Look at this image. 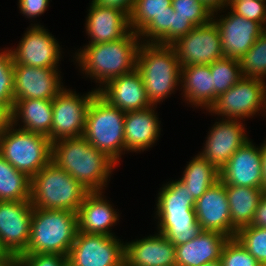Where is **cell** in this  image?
Masks as SVG:
<instances>
[{"instance_id": "cell-1", "label": "cell", "mask_w": 266, "mask_h": 266, "mask_svg": "<svg viewBox=\"0 0 266 266\" xmlns=\"http://www.w3.org/2000/svg\"><path fill=\"white\" fill-rule=\"evenodd\" d=\"M51 161L65 170L89 192H101L115 166L104 152L83 136L51 143ZM106 182V183H105Z\"/></svg>"}, {"instance_id": "cell-2", "label": "cell", "mask_w": 266, "mask_h": 266, "mask_svg": "<svg viewBox=\"0 0 266 266\" xmlns=\"http://www.w3.org/2000/svg\"><path fill=\"white\" fill-rule=\"evenodd\" d=\"M137 33L130 30L123 38L95 45H87L75 58L82 71L100 84L132 72L140 43Z\"/></svg>"}, {"instance_id": "cell-3", "label": "cell", "mask_w": 266, "mask_h": 266, "mask_svg": "<svg viewBox=\"0 0 266 266\" xmlns=\"http://www.w3.org/2000/svg\"><path fill=\"white\" fill-rule=\"evenodd\" d=\"M78 233L77 213L33 208L30 239L23 254L68 256Z\"/></svg>"}, {"instance_id": "cell-4", "label": "cell", "mask_w": 266, "mask_h": 266, "mask_svg": "<svg viewBox=\"0 0 266 266\" xmlns=\"http://www.w3.org/2000/svg\"><path fill=\"white\" fill-rule=\"evenodd\" d=\"M136 69L153 106L168 97L181 82V66L171 45L141 43L136 56Z\"/></svg>"}, {"instance_id": "cell-5", "label": "cell", "mask_w": 266, "mask_h": 266, "mask_svg": "<svg viewBox=\"0 0 266 266\" xmlns=\"http://www.w3.org/2000/svg\"><path fill=\"white\" fill-rule=\"evenodd\" d=\"M89 193L76 179L50 161L31 179L33 208L77 213Z\"/></svg>"}, {"instance_id": "cell-6", "label": "cell", "mask_w": 266, "mask_h": 266, "mask_svg": "<svg viewBox=\"0 0 266 266\" xmlns=\"http://www.w3.org/2000/svg\"><path fill=\"white\" fill-rule=\"evenodd\" d=\"M124 111L110 105L98 93L87 111L83 137L97 150L104 152L116 164L125 151Z\"/></svg>"}, {"instance_id": "cell-7", "label": "cell", "mask_w": 266, "mask_h": 266, "mask_svg": "<svg viewBox=\"0 0 266 266\" xmlns=\"http://www.w3.org/2000/svg\"><path fill=\"white\" fill-rule=\"evenodd\" d=\"M0 155L32 179L51 161V142L45 135L14 129L10 123L0 138Z\"/></svg>"}, {"instance_id": "cell-8", "label": "cell", "mask_w": 266, "mask_h": 266, "mask_svg": "<svg viewBox=\"0 0 266 266\" xmlns=\"http://www.w3.org/2000/svg\"><path fill=\"white\" fill-rule=\"evenodd\" d=\"M264 105V106H263ZM263 106V107H262ZM266 109V85L264 80L242 78L226 92L217 97L209 112L225 119H245Z\"/></svg>"}, {"instance_id": "cell-9", "label": "cell", "mask_w": 266, "mask_h": 266, "mask_svg": "<svg viewBox=\"0 0 266 266\" xmlns=\"http://www.w3.org/2000/svg\"><path fill=\"white\" fill-rule=\"evenodd\" d=\"M115 236L78 232L68 266H124L125 245Z\"/></svg>"}, {"instance_id": "cell-10", "label": "cell", "mask_w": 266, "mask_h": 266, "mask_svg": "<svg viewBox=\"0 0 266 266\" xmlns=\"http://www.w3.org/2000/svg\"><path fill=\"white\" fill-rule=\"evenodd\" d=\"M97 93L96 89L80 97L64 88L53 99L52 127L48 137L51 143L83 135L89 104Z\"/></svg>"}, {"instance_id": "cell-11", "label": "cell", "mask_w": 266, "mask_h": 266, "mask_svg": "<svg viewBox=\"0 0 266 266\" xmlns=\"http://www.w3.org/2000/svg\"><path fill=\"white\" fill-rule=\"evenodd\" d=\"M171 46L174 48L181 67L210 65L225 57L219 30L212 20L208 24L196 26Z\"/></svg>"}, {"instance_id": "cell-12", "label": "cell", "mask_w": 266, "mask_h": 266, "mask_svg": "<svg viewBox=\"0 0 266 266\" xmlns=\"http://www.w3.org/2000/svg\"><path fill=\"white\" fill-rule=\"evenodd\" d=\"M32 214L30 201H0V246L6 254L18 257L26 251Z\"/></svg>"}, {"instance_id": "cell-13", "label": "cell", "mask_w": 266, "mask_h": 266, "mask_svg": "<svg viewBox=\"0 0 266 266\" xmlns=\"http://www.w3.org/2000/svg\"><path fill=\"white\" fill-rule=\"evenodd\" d=\"M10 52L14 65L57 68L61 58L60 46L54 36L38 24L28 29L18 47Z\"/></svg>"}, {"instance_id": "cell-14", "label": "cell", "mask_w": 266, "mask_h": 266, "mask_svg": "<svg viewBox=\"0 0 266 266\" xmlns=\"http://www.w3.org/2000/svg\"><path fill=\"white\" fill-rule=\"evenodd\" d=\"M194 210L203 231L218 232L235 238L237 230L230 220V206L225 184L219 180L196 200Z\"/></svg>"}, {"instance_id": "cell-15", "label": "cell", "mask_w": 266, "mask_h": 266, "mask_svg": "<svg viewBox=\"0 0 266 266\" xmlns=\"http://www.w3.org/2000/svg\"><path fill=\"white\" fill-rule=\"evenodd\" d=\"M57 70L14 65V102L26 99L53 100L64 89Z\"/></svg>"}, {"instance_id": "cell-16", "label": "cell", "mask_w": 266, "mask_h": 266, "mask_svg": "<svg viewBox=\"0 0 266 266\" xmlns=\"http://www.w3.org/2000/svg\"><path fill=\"white\" fill-rule=\"evenodd\" d=\"M216 21L222 51L225 57L239 60L255 43L256 39L266 30L260 23L251 21L233 13Z\"/></svg>"}, {"instance_id": "cell-17", "label": "cell", "mask_w": 266, "mask_h": 266, "mask_svg": "<svg viewBox=\"0 0 266 266\" xmlns=\"http://www.w3.org/2000/svg\"><path fill=\"white\" fill-rule=\"evenodd\" d=\"M240 120L222 119L216 122L206 140L201 156L220 170L230 157L249 139Z\"/></svg>"}, {"instance_id": "cell-18", "label": "cell", "mask_w": 266, "mask_h": 266, "mask_svg": "<svg viewBox=\"0 0 266 266\" xmlns=\"http://www.w3.org/2000/svg\"><path fill=\"white\" fill-rule=\"evenodd\" d=\"M97 90L110 105L124 112L153 106L147 97L140 72L136 68L132 72L111 79Z\"/></svg>"}, {"instance_id": "cell-19", "label": "cell", "mask_w": 266, "mask_h": 266, "mask_svg": "<svg viewBox=\"0 0 266 266\" xmlns=\"http://www.w3.org/2000/svg\"><path fill=\"white\" fill-rule=\"evenodd\" d=\"M225 185L261 188V150L246 141L219 170Z\"/></svg>"}, {"instance_id": "cell-20", "label": "cell", "mask_w": 266, "mask_h": 266, "mask_svg": "<svg viewBox=\"0 0 266 266\" xmlns=\"http://www.w3.org/2000/svg\"><path fill=\"white\" fill-rule=\"evenodd\" d=\"M125 244V266H176V248L162 234Z\"/></svg>"}, {"instance_id": "cell-21", "label": "cell", "mask_w": 266, "mask_h": 266, "mask_svg": "<svg viewBox=\"0 0 266 266\" xmlns=\"http://www.w3.org/2000/svg\"><path fill=\"white\" fill-rule=\"evenodd\" d=\"M87 16L86 31L91 38L88 45L121 39L131 30L129 16L117 8L99 7L92 2Z\"/></svg>"}, {"instance_id": "cell-22", "label": "cell", "mask_w": 266, "mask_h": 266, "mask_svg": "<svg viewBox=\"0 0 266 266\" xmlns=\"http://www.w3.org/2000/svg\"><path fill=\"white\" fill-rule=\"evenodd\" d=\"M101 192H89L77 211L78 232L114 236L109 230L119 219Z\"/></svg>"}, {"instance_id": "cell-23", "label": "cell", "mask_w": 266, "mask_h": 266, "mask_svg": "<svg viewBox=\"0 0 266 266\" xmlns=\"http://www.w3.org/2000/svg\"><path fill=\"white\" fill-rule=\"evenodd\" d=\"M154 107L136 111H127L124 119V142L127 151H143L159 137L160 123Z\"/></svg>"}, {"instance_id": "cell-24", "label": "cell", "mask_w": 266, "mask_h": 266, "mask_svg": "<svg viewBox=\"0 0 266 266\" xmlns=\"http://www.w3.org/2000/svg\"><path fill=\"white\" fill-rule=\"evenodd\" d=\"M228 239L218 232L202 231L187 243L175 246L176 266H201L220 260L223 246Z\"/></svg>"}, {"instance_id": "cell-25", "label": "cell", "mask_w": 266, "mask_h": 266, "mask_svg": "<svg viewBox=\"0 0 266 266\" xmlns=\"http://www.w3.org/2000/svg\"><path fill=\"white\" fill-rule=\"evenodd\" d=\"M52 101L47 99L16 100L10 114L11 123L16 126L18 119H21L24 124L20 129L49 137L53 119Z\"/></svg>"}, {"instance_id": "cell-26", "label": "cell", "mask_w": 266, "mask_h": 266, "mask_svg": "<svg viewBox=\"0 0 266 266\" xmlns=\"http://www.w3.org/2000/svg\"><path fill=\"white\" fill-rule=\"evenodd\" d=\"M181 83L184 97L194 106L209 109L215 103V89L210 65H186L181 67Z\"/></svg>"}, {"instance_id": "cell-27", "label": "cell", "mask_w": 266, "mask_h": 266, "mask_svg": "<svg viewBox=\"0 0 266 266\" xmlns=\"http://www.w3.org/2000/svg\"><path fill=\"white\" fill-rule=\"evenodd\" d=\"M156 215L158 232L174 246L187 243L203 231L195 211L157 212Z\"/></svg>"}, {"instance_id": "cell-28", "label": "cell", "mask_w": 266, "mask_h": 266, "mask_svg": "<svg viewBox=\"0 0 266 266\" xmlns=\"http://www.w3.org/2000/svg\"><path fill=\"white\" fill-rule=\"evenodd\" d=\"M230 206V220L238 231L251 225L257 205L265 194L261 188L225 185Z\"/></svg>"}, {"instance_id": "cell-29", "label": "cell", "mask_w": 266, "mask_h": 266, "mask_svg": "<svg viewBox=\"0 0 266 266\" xmlns=\"http://www.w3.org/2000/svg\"><path fill=\"white\" fill-rule=\"evenodd\" d=\"M180 180L197 200L208 188L220 180V172L206 158L198 154L187 164Z\"/></svg>"}, {"instance_id": "cell-30", "label": "cell", "mask_w": 266, "mask_h": 266, "mask_svg": "<svg viewBox=\"0 0 266 266\" xmlns=\"http://www.w3.org/2000/svg\"><path fill=\"white\" fill-rule=\"evenodd\" d=\"M31 178L0 155V201H30Z\"/></svg>"}, {"instance_id": "cell-31", "label": "cell", "mask_w": 266, "mask_h": 266, "mask_svg": "<svg viewBox=\"0 0 266 266\" xmlns=\"http://www.w3.org/2000/svg\"><path fill=\"white\" fill-rule=\"evenodd\" d=\"M157 200L156 212L195 211L196 200L181 180L164 185Z\"/></svg>"}, {"instance_id": "cell-32", "label": "cell", "mask_w": 266, "mask_h": 266, "mask_svg": "<svg viewBox=\"0 0 266 266\" xmlns=\"http://www.w3.org/2000/svg\"><path fill=\"white\" fill-rule=\"evenodd\" d=\"M210 69L215 89V102L217 97L243 78L240 62L237 59L223 57L210 64Z\"/></svg>"}, {"instance_id": "cell-33", "label": "cell", "mask_w": 266, "mask_h": 266, "mask_svg": "<svg viewBox=\"0 0 266 266\" xmlns=\"http://www.w3.org/2000/svg\"><path fill=\"white\" fill-rule=\"evenodd\" d=\"M171 4L172 0H135L129 15L130 29L139 34L152 19L167 12Z\"/></svg>"}, {"instance_id": "cell-34", "label": "cell", "mask_w": 266, "mask_h": 266, "mask_svg": "<svg viewBox=\"0 0 266 266\" xmlns=\"http://www.w3.org/2000/svg\"><path fill=\"white\" fill-rule=\"evenodd\" d=\"M239 62L244 78L264 80V75H266V30L239 59Z\"/></svg>"}, {"instance_id": "cell-35", "label": "cell", "mask_w": 266, "mask_h": 266, "mask_svg": "<svg viewBox=\"0 0 266 266\" xmlns=\"http://www.w3.org/2000/svg\"><path fill=\"white\" fill-rule=\"evenodd\" d=\"M174 12L173 7L170 6L168 7L167 12L152 19L150 23L138 34L140 39L145 36L146 38H149L148 40H144L147 43H158L161 45L173 44Z\"/></svg>"}, {"instance_id": "cell-36", "label": "cell", "mask_w": 266, "mask_h": 266, "mask_svg": "<svg viewBox=\"0 0 266 266\" xmlns=\"http://www.w3.org/2000/svg\"><path fill=\"white\" fill-rule=\"evenodd\" d=\"M235 238L262 266H266V228L245 226L237 231Z\"/></svg>"}, {"instance_id": "cell-37", "label": "cell", "mask_w": 266, "mask_h": 266, "mask_svg": "<svg viewBox=\"0 0 266 266\" xmlns=\"http://www.w3.org/2000/svg\"><path fill=\"white\" fill-rule=\"evenodd\" d=\"M14 106V63L10 50L0 53V107L10 114Z\"/></svg>"}, {"instance_id": "cell-38", "label": "cell", "mask_w": 266, "mask_h": 266, "mask_svg": "<svg viewBox=\"0 0 266 266\" xmlns=\"http://www.w3.org/2000/svg\"><path fill=\"white\" fill-rule=\"evenodd\" d=\"M220 261L222 266H262L236 238L224 244Z\"/></svg>"}, {"instance_id": "cell-39", "label": "cell", "mask_w": 266, "mask_h": 266, "mask_svg": "<svg viewBox=\"0 0 266 266\" xmlns=\"http://www.w3.org/2000/svg\"><path fill=\"white\" fill-rule=\"evenodd\" d=\"M175 14L188 18L195 26L208 24L212 13L198 0H172Z\"/></svg>"}, {"instance_id": "cell-40", "label": "cell", "mask_w": 266, "mask_h": 266, "mask_svg": "<svg viewBox=\"0 0 266 266\" xmlns=\"http://www.w3.org/2000/svg\"><path fill=\"white\" fill-rule=\"evenodd\" d=\"M266 0H231L228 4L231 11L251 21L266 26ZM264 24V25H263Z\"/></svg>"}, {"instance_id": "cell-41", "label": "cell", "mask_w": 266, "mask_h": 266, "mask_svg": "<svg viewBox=\"0 0 266 266\" xmlns=\"http://www.w3.org/2000/svg\"><path fill=\"white\" fill-rule=\"evenodd\" d=\"M18 266H68V257L57 254H20Z\"/></svg>"}, {"instance_id": "cell-42", "label": "cell", "mask_w": 266, "mask_h": 266, "mask_svg": "<svg viewBox=\"0 0 266 266\" xmlns=\"http://www.w3.org/2000/svg\"><path fill=\"white\" fill-rule=\"evenodd\" d=\"M49 0H19V8L22 14L34 18L45 12Z\"/></svg>"}, {"instance_id": "cell-43", "label": "cell", "mask_w": 266, "mask_h": 266, "mask_svg": "<svg viewBox=\"0 0 266 266\" xmlns=\"http://www.w3.org/2000/svg\"><path fill=\"white\" fill-rule=\"evenodd\" d=\"M196 26L185 17H181L178 14H173V43L180 37L188 34Z\"/></svg>"}, {"instance_id": "cell-44", "label": "cell", "mask_w": 266, "mask_h": 266, "mask_svg": "<svg viewBox=\"0 0 266 266\" xmlns=\"http://www.w3.org/2000/svg\"><path fill=\"white\" fill-rule=\"evenodd\" d=\"M135 0H92L99 7L117 8L125 12L128 16L131 13Z\"/></svg>"}, {"instance_id": "cell-45", "label": "cell", "mask_w": 266, "mask_h": 266, "mask_svg": "<svg viewBox=\"0 0 266 266\" xmlns=\"http://www.w3.org/2000/svg\"><path fill=\"white\" fill-rule=\"evenodd\" d=\"M251 226L266 228V192L257 205Z\"/></svg>"}, {"instance_id": "cell-46", "label": "cell", "mask_w": 266, "mask_h": 266, "mask_svg": "<svg viewBox=\"0 0 266 266\" xmlns=\"http://www.w3.org/2000/svg\"><path fill=\"white\" fill-rule=\"evenodd\" d=\"M200 1L212 14L217 13L221 8L228 7L229 0H198ZM225 6V7H224Z\"/></svg>"}, {"instance_id": "cell-47", "label": "cell", "mask_w": 266, "mask_h": 266, "mask_svg": "<svg viewBox=\"0 0 266 266\" xmlns=\"http://www.w3.org/2000/svg\"><path fill=\"white\" fill-rule=\"evenodd\" d=\"M261 150V189L266 192V142L260 146Z\"/></svg>"}, {"instance_id": "cell-48", "label": "cell", "mask_w": 266, "mask_h": 266, "mask_svg": "<svg viewBox=\"0 0 266 266\" xmlns=\"http://www.w3.org/2000/svg\"><path fill=\"white\" fill-rule=\"evenodd\" d=\"M10 123H11L10 113L6 109L0 107V138L3 136L6 128Z\"/></svg>"}, {"instance_id": "cell-49", "label": "cell", "mask_w": 266, "mask_h": 266, "mask_svg": "<svg viewBox=\"0 0 266 266\" xmlns=\"http://www.w3.org/2000/svg\"><path fill=\"white\" fill-rule=\"evenodd\" d=\"M0 266H18V257L10 254L0 256Z\"/></svg>"}, {"instance_id": "cell-50", "label": "cell", "mask_w": 266, "mask_h": 266, "mask_svg": "<svg viewBox=\"0 0 266 266\" xmlns=\"http://www.w3.org/2000/svg\"><path fill=\"white\" fill-rule=\"evenodd\" d=\"M201 266H222V263L220 260H215V261H212V262H208V263H205Z\"/></svg>"}, {"instance_id": "cell-51", "label": "cell", "mask_w": 266, "mask_h": 266, "mask_svg": "<svg viewBox=\"0 0 266 266\" xmlns=\"http://www.w3.org/2000/svg\"><path fill=\"white\" fill-rule=\"evenodd\" d=\"M2 255H6V253L4 252V250L2 249V247L0 246V256Z\"/></svg>"}]
</instances>
